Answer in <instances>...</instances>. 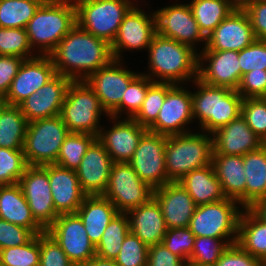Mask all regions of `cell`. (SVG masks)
<instances>
[{
	"instance_id": "cell-1",
	"label": "cell",
	"mask_w": 266,
	"mask_h": 266,
	"mask_svg": "<svg viewBox=\"0 0 266 266\" xmlns=\"http://www.w3.org/2000/svg\"><path fill=\"white\" fill-rule=\"evenodd\" d=\"M49 56L56 73L72 81L86 80L114 59L108 42L83 30L77 24Z\"/></svg>"
},
{
	"instance_id": "cell-2",
	"label": "cell",
	"mask_w": 266,
	"mask_h": 266,
	"mask_svg": "<svg viewBox=\"0 0 266 266\" xmlns=\"http://www.w3.org/2000/svg\"><path fill=\"white\" fill-rule=\"evenodd\" d=\"M147 50L149 72L143 75L153 82L181 85L198 78V53L191 46L156 33Z\"/></svg>"
},
{
	"instance_id": "cell-3",
	"label": "cell",
	"mask_w": 266,
	"mask_h": 266,
	"mask_svg": "<svg viewBox=\"0 0 266 266\" xmlns=\"http://www.w3.org/2000/svg\"><path fill=\"white\" fill-rule=\"evenodd\" d=\"M75 25L76 7L73 0H45L25 29L32 50L38 48V55L49 56Z\"/></svg>"
},
{
	"instance_id": "cell-4",
	"label": "cell",
	"mask_w": 266,
	"mask_h": 266,
	"mask_svg": "<svg viewBox=\"0 0 266 266\" xmlns=\"http://www.w3.org/2000/svg\"><path fill=\"white\" fill-rule=\"evenodd\" d=\"M196 92H191L194 120H199L201 131L214 133L241 115L242 96L225 87H215L195 79ZM203 129V130H202Z\"/></svg>"
},
{
	"instance_id": "cell-5",
	"label": "cell",
	"mask_w": 266,
	"mask_h": 266,
	"mask_svg": "<svg viewBox=\"0 0 266 266\" xmlns=\"http://www.w3.org/2000/svg\"><path fill=\"white\" fill-rule=\"evenodd\" d=\"M213 153L211 133L187 132L166 136L167 183L179 182L187 173L210 165Z\"/></svg>"
},
{
	"instance_id": "cell-6",
	"label": "cell",
	"mask_w": 266,
	"mask_h": 266,
	"mask_svg": "<svg viewBox=\"0 0 266 266\" xmlns=\"http://www.w3.org/2000/svg\"><path fill=\"white\" fill-rule=\"evenodd\" d=\"M104 113L109 116L85 80L71 81L60 111V117L70 133L98 136L102 128L99 121Z\"/></svg>"
},
{
	"instance_id": "cell-7",
	"label": "cell",
	"mask_w": 266,
	"mask_h": 266,
	"mask_svg": "<svg viewBox=\"0 0 266 266\" xmlns=\"http://www.w3.org/2000/svg\"><path fill=\"white\" fill-rule=\"evenodd\" d=\"M76 24L110 45L113 43L124 16L134 6L128 0H73Z\"/></svg>"
},
{
	"instance_id": "cell-8",
	"label": "cell",
	"mask_w": 266,
	"mask_h": 266,
	"mask_svg": "<svg viewBox=\"0 0 266 266\" xmlns=\"http://www.w3.org/2000/svg\"><path fill=\"white\" fill-rule=\"evenodd\" d=\"M69 133L60 115L29 122L23 147L28 166L56 163Z\"/></svg>"
},
{
	"instance_id": "cell-9",
	"label": "cell",
	"mask_w": 266,
	"mask_h": 266,
	"mask_svg": "<svg viewBox=\"0 0 266 266\" xmlns=\"http://www.w3.org/2000/svg\"><path fill=\"white\" fill-rule=\"evenodd\" d=\"M237 204L240 205L236 200L226 198L197 206L190 220L189 230L195 237L237 239L239 219L243 211V207L239 208Z\"/></svg>"
},
{
	"instance_id": "cell-10",
	"label": "cell",
	"mask_w": 266,
	"mask_h": 266,
	"mask_svg": "<svg viewBox=\"0 0 266 266\" xmlns=\"http://www.w3.org/2000/svg\"><path fill=\"white\" fill-rule=\"evenodd\" d=\"M153 190L138 177L129 163L121 162L113 163L103 196L119 213H127L147 203L153 197Z\"/></svg>"
},
{
	"instance_id": "cell-11",
	"label": "cell",
	"mask_w": 266,
	"mask_h": 266,
	"mask_svg": "<svg viewBox=\"0 0 266 266\" xmlns=\"http://www.w3.org/2000/svg\"><path fill=\"white\" fill-rule=\"evenodd\" d=\"M46 232L75 266H83L96 255V247L77 213L59 215Z\"/></svg>"
},
{
	"instance_id": "cell-12",
	"label": "cell",
	"mask_w": 266,
	"mask_h": 266,
	"mask_svg": "<svg viewBox=\"0 0 266 266\" xmlns=\"http://www.w3.org/2000/svg\"><path fill=\"white\" fill-rule=\"evenodd\" d=\"M18 184L28 202L33 218L46 231L59 216L53 203L48 164L28 166Z\"/></svg>"
},
{
	"instance_id": "cell-13",
	"label": "cell",
	"mask_w": 266,
	"mask_h": 266,
	"mask_svg": "<svg viewBox=\"0 0 266 266\" xmlns=\"http://www.w3.org/2000/svg\"><path fill=\"white\" fill-rule=\"evenodd\" d=\"M165 146V135L147 131L128 162L138 177L152 189L167 183Z\"/></svg>"
},
{
	"instance_id": "cell-14",
	"label": "cell",
	"mask_w": 266,
	"mask_h": 266,
	"mask_svg": "<svg viewBox=\"0 0 266 266\" xmlns=\"http://www.w3.org/2000/svg\"><path fill=\"white\" fill-rule=\"evenodd\" d=\"M156 33L191 46L194 50L196 42L206 45V37L200 31L191 7L187 3L174 4L155 10Z\"/></svg>"
},
{
	"instance_id": "cell-15",
	"label": "cell",
	"mask_w": 266,
	"mask_h": 266,
	"mask_svg": "<svg viewBox=\"0 0 266 266\" xmlns=\"http://www.w3.org/2000/svg\"><path fill=\"white\" fill-rule=\"evenodd\" d=\"M122 61L113 59L85 80L94 90L108 115L121 104L122 96L128 85L140 74L122 67Z\"/></svg>"
},
{
	"instance_id": "cell-16",
	"label": "cell",
	"mask_w": 266,
	"mask_h": 266,
	"mask_svg": "<svg viewBox=\"0 0 266 266\" xmlns=\"http://www.w3.org/2000/svg\"><path fill=\"white\" fill-rule=\"evenodd\" d=\"M155 34L154 11L152 14H147L138 5H134L124 16L118 33L111 44L114 59L123 60L121 55L126 50L136 49L139 51L144 48L147 50Z\"/></svg>"
},
{
	"instance_id": "cell-17",
	"label": "cell",
	"mask_w": 266,
	"mask_h": 266,
	"mask_svg": "<svg viewBox=\"0 0 266 266\" xmlns=\"http://www.w3.org/2000/svg\"><path fill=\"white\" fill-rule=\"evenodd\" d=\"M192 95L185 87L174 85L166 94L156 122L148 131L165 136L190 132L185 126L193 122Z\"/></svg>"
},
{
	"instance_id": "cell-18",
	"label": "cell",
	"mask_w": 266,
	"mask_h": 266,
	"mask_svg": "<svg viewBox=\"0 0 266 266\" xmlns=\"http://www.w3.org/2000/svg\"><path fill=\"white\" fill-rule=\"evenodd\" d=\"M241 78L237 51H200L198 53L197 79L201 82L210 86L237 90Z\"/></svg>"
},
{
	"instance_id": "cell-19",
	"label": "cell",
	"mask_w": 266,
	"mask_h": 266,
	"mask_svg": "<svg viewBox=\"0 0 266 266\" xmlns=\"http://www.w3.org/2000/svg\"><path fill=\"white\" fill-rule=\"evenodd\" d=\"M57 75L50 56H36L23 61L4 100L5 104L18 106Z\"/></svg>"
},
{
	"instance_id": "cell-20",
	"label": "cell",
	"mask_w": 266,
	"mask_h": 266,
	"mask_svg": "<svg viewBox=\"0 0 266 266\" xmlns=\"http://www.w3.org/2000/svg\"><path fill=\"white\" fill-rule=\"evenodd\" d=\"M256 40L248 15L233 10L206 38L202 51H241Z\"/></svg>"
},
{
	"instance_id": "cell-21",
	"label": "cell",
	"mask_w": 266,
	"mask_h": 266,
	"mask_svg": "<svg viewBox=\"0 0 266 266\" xmlns=\"http://www.w3.org/2000/svg\"><path fill=\"white\" fill-rule=\"evenodd\" d=\"M113 122L109 130L100 129L97 140L104 146L114 163H128L136 150L141 137L148 131L133 118L108 116ZM105 131V132H104Z\"/></svg>"
},
{
	"instance_id": "cell-22",
	"label": "cell",
	"mask_w": 266,
	"mask_h": 266,
	"mask_svg": "<svg viewBox=\"0 0 266 266\" xmlns=\"http://www.w3.org/2000/svg\"><path fill=\"white\" fill-rule=\"evenodd\" d=\"M71 79L57 74L18 106L29 122L60 115Z\"/></svg>"
},
{
	"instance_id": "cell-23",
	"label": "cell",
	"mask_w": 266,
	"mask_h": 266,
	"mask_svg": "<svg viewBox=\"0 0 266 266\" xmlns=\"http://www.w3.org/2000/svg\"><path fill=\"white\" fill-rule=\"evenodd\" d=\"M113 160L96 139L87 149L76 169L81 190L86 195H103L109 182Z\"/></svg>"
},
{
	"instance_id": "cell-24",
	"label": "cell",
	"mask_w": 266,
	"mask_h": 266,
	"mask_svg": "<svg viewBox=\"0 0 266 266\" xmlns=\"http://www.w3.org/2000/svg\"><path fill=\"white\" fill-rule=\"evenodd\" d=\"M153 198L161 208L167 229L189 226L197 205L178 182H169L154 189Z\"/></svg>"
},
{
	"instance_id": "cell-25",
	"label": "cell",
	"mask_w": 266,
	"mask_h": 266,
	"mask_svg": "<svg viewBox=\"0 0 266 266\" xmlns=\"http://www.w3.org/2000/svg\"><path fill=\"white\" fill-rule=\"evenodd\" d=\"M212 135V154L243 156L262 147V139L251 130L241 115Z\"/></svg>"
},
{
	"instance_id": "cell-26",
	"label": "cell",
	"mask_w": 266,
	"mask_h": 266,
	"mask_svg": "<svg viewBox=\"0 0 266 266\" xmlns=\"http://www.w3.org/2000/svg\"><path fill=\"white\" fill-rule=\"evenodd\" d=\"M48 176L56 213H76L86 196L76 172L54 163L48 164Z\"/></svg>"
},
{
	"instance_id": "cell-27",
	"label": "cell",
	"mask_w": 266,
	"mask_h": 266,
	"mask_svg": "<svg viewBox=\"0 0 266 266\" xmlns=\"http://www.w3.org/2000/svg\"><path fill=\"white\" fill-rule=\"evenodd\" d=\"M130 232L148 247L161 244L167 228L161 208L152 197L147 203L131 209L127 213Z\"/></svg>"
},
{
	"instance_id": "cell-28",
	"label": "cell",
	"mask_w": 266,
	"mask_h": 266,
	"mask_svg": "<svg viewBox=\"0 0 266 266\" xmlns=\"http://www.w3.org/2000/svg\"><path fill=\"white\" fill-rule=\"evenodd\" d=\"M212 165L226 198L246 208V175L243 156L212 154Z\"/></svg>"
},
{
	"instance_id": "cell-29",
	"label": "cell",
	"mask_w": 266,
	"mask_h": 266,
	"mask_svg": "<svg viewBox=\"0 0 266 266\" xmlns=\"http://www.w3.org/2000/svg\"><path fill=\"white\" fill-rule=\"evenodd\" d=\"M76 213L81 218L90 241L96 247L106 227L119 212L103 195H86Z\"/></svg>"
},
{
	"instance_id": "cell-30",
	"label": "cell",
	"mask_w": 266,
	"mask_h": 266,
	"mask_svg": "<svg viewBox=\"0 0 266 266\" xmlns=\"http://www.w3.org/2000/svg\"><path fill=\"white\" fill-rule=\"evenodd\" d=\"M0 219L26 227L35 235L45 232L33 218L18 183L0 186Z\"/></svg>"
},
{
	"instance_id": "cell-31",
	"label": "cell",
	"mask_w": 266,
	"mask_h": 266,
	"mask_svg": "<svg viewBox=\"0 0 266 266\" xmlns=\"http://www.w3.org/2000/svg\"><path fill=\"white\" fill-rule=\"evenodd\" d=\"M178 183L197 206L226 199L212 163L187 173Z\"/></svg>"
},
{
	"instance_id": "cell-32",
	"label": "cell",
	"mask_w": 266,
	"mask_h": 266,
	"mask_svg": "<svg viewBox=\"0 0 266 266\" xmlns=\"http://www.w3.org/2000/svg\"><path fill=\"white\" fill-rule=\"evenodd\" d=\"M236 243L253 257L266 263V223L249 208H244L241 213Z\"/></svg>"
},
{
	"instance_id": "cell-33",
	"label": "cell",
	"mask_w": 266,
	"mask_h": 266,
	"mask_svg": "<svg viewBox=\"0 0 266 266\" xmlns=\"http://www.w3.org/2000/svg\"><path fill=\"white\" fill-rule=\"evenodd\" d=\"M246 175V208L266 198V147L243 155Z\"/></svg>"
},
{
	"instance_id": "cell-34",
	"label": "cell",
	"mask_w": 266,
	"mask_h": 266,
	"mask_svg": "<svg viewBox=\"0 0 266 266\" xmlns=\"http://www.w3.org/2000/svg\"><path fill=\"white\" fill-rule=\"evenodd\" d=\"M27 125L19 106L5 104L0 109V147L23 149Z\"/></svg>"
},
{
	"instance_id": "cell-35",
	"label": "cell",
	"mask_w": 266,
	"mask_h": 266,
	"mask_svg": "<svg viewBox=\"0 0 266 266\" xmlns=\"http://www.w3.org/2000/svg\"><path fill=\"white\" fill-rule=\"evenodd\" d=\"M188 4L206 38L234 10L226 0H192Z\"/></svg>"
},
{
	"instance_id": "cell-36",
	"label": "cell",
	"mask_w": 266,
	"mask_h": 266,
	"mask_svg": "<svg viewBox=\"0 0 266 266\" xmlns=\"http://www.w3.org/2000/svg\"><path fill=\"white\" fill-rule=\"evenodd\" d=\"M130 232L126 213H118L106 227L101 241L96 246V256L115 260L126 235Z\"/></svg>"
},
{
	"instance_id": "cell-37",
	"label": "cell",
	"mask_w": 266,
	"mask_h": 266,
	"mask_svg": "<svg viewBox=\"0 0 266 266\" xmlns=\"http://www.w3.org/2000/svg\"><path fill=\"white\" fill-rule=\"evenodd\" d=\"M45 0H0V27L23 28Z\"/></svg>"
},
{
	"instance_id": "cell-38",
	"label": "cell",
	"mask_w": 266,
	"mask_h": 266,
	"mask_svg": "<svg viewBox=\"0 0 266 266\" xmlns=\"http://www.w3.org/2000/svg\"><path fill=\"white\" fill-rule=\"evenodd\" d=\"M97 136L86 133H69L63 142L55 164L74 170L80 165L87 149Z\"/></svg>"
},
{
	"instance_id": "cell-39",
	"label": "cell",
	"mask_w": 266,
	"mask_h": 266,
	"mask_svg": "<svg viewBox=\"0 0 266 266\" xmlns=\"http://www.w3.org/2000/svg\"><path fill=\"white\" fill-rule=\"evenodd\" d=\"M236 241L237 239L196 237L188 264L191 266H214L227 247Z\"/></svg>"
},
{
	"instance_id": "cell-40",
	"label": "cell",
	"mask_w": 266,
	"mask_h": 266,
	"mask_svg": "<svg viewBox=\"0 0 266 266\" xmlns=\"http://www.w3.org/2000/svg\"><path fill=\"white\" fill-rule=\"evenodd\" d=\"M173 86L171 83L153 82L148 87L142 106L133 119L142 127L149 129L156 122L166 94Z\"/></svg>"
},
{
	"instance_id": "cell-41",
	"label": "cell",
	"mask_w": 266,
	"mask_h": 266,
	"mask_svg": "<svg viewBox=\"0 0 266 266\" xmlns=\"http://www.w3.org/2000/svg\"><path fill=\"white\" fill-rule=\"evenodd\" d=\"M152 83L153 81L150 78L143 75L142 73L139 74L128 85L126 91L122 96L121 104L110 114V116L120 118L121 114H125L126 118H133L140 110L142 103L146 97L148 87Z\"/></svg>"
},
{
	"instance_id": "cell-42",
	"label": "cell",
	"mask_w": 266,
	"mask_h": 266,
	"mask_svg": "<svg viewBox=\"0 0 266 266\" xmlns=\"http://www.w3.org/2000/svg\"><path fill=\"white\" fill-rule=\"evenodd\" d=\"M29 43L26 29L0 27V55L18 56L23 59H31L35 55Z\"/></svg>"
},
{
	"instance_id": "cell-43",
	"label": "cell",
	"mask_w": 266,
	"mask_h": 266,
	"mask_svg": "<svg viewBox=\"0 0 266 266\" xmlns=\"http://www.w3.org/2000/svg\"><path fill=\"white\" fill-rule=\"evenodd\" d=\"M0 264L4 266H39L40 234L28 243L0 250Z\"/></svg>"
},
{
	"instance_id": "cell-44",
	"label": "cell",
	"mask_w": 266,
	"mask_h": 266,
	"mask_svg": "<svg viewBox=\"0 0 266 266\" xmlns=\"http://www.w3.org/2000/svg\"><path fill=\"white\" fill-rule=\"evenodd\" d=\"M27 167L23 149L0 147V186L18 183Z\"/></svg>"
},
{
	"instance_id": "cell-45",
	"label": "cell",
	"mask_w": 266,
	"mask_h": 266,
	"mask_svg": "<svg viewBox=\"0 0 266 266\" xmlns=\"http://www.w3.org/2000/svg\"><path fill=\"white\" fill-rule=\"evenodd\" d=\"M149 247L129 232L122 243L115 262L118 266H147Z\"/></svg>"
},
{
	"instance_id": "cell-46",
	"label": "cell",
	"mask_w": 266,
	"mask_h": 266,
	"mask_svg": "<svg viewBox=\"0 0 266 266\" xmlns=\"http://www.w3.org/2000/svg\"><path fill=\"white\" fill-rule=\"evenodd\" d=\"M241 116L251 130L261 139L266 135V97L244 98Z\"/></svg>"
},
{
	"instance_id": "cell-47",
	"label": "cell",
	"mask_w": 266,
	"mask_h": 266,
	"mask_svg": "<svg viewBox=\"0 0 266 266\" xmlns=\"http://www.w3.org/2000/svg\"><path fill=\"white\" fill-rule=\"evenodd\" d=\"M195 238L196 237L188 227L172 228L167 229L162 244L188 264L194 247Z\"/></svg>"
},
{
	"instance_id": "cell-48",
	"label": "cell",
	"mask_w": 266,
	"mask_h": 266,
	"mask_svg": "<svg viewBox=\"0 0 266 266\" xmlns=\"http://www.w3.org/2000/svg\"><path fill=\"white\" fill-rule=\"evenodd\" d=\"M241 75L252 70H266V41L255 40L248 47L238 52Z\"/></svg>"
},
{
	"instance_id": "cell-49",
	"label": "cell",
	"mask_w": 266,
	"mask_h": 266,
	"mask_svg": "<svg viewBox=\"0 0 266 266\" xmlns=\"http://www.w3.org/2000/svg\"><path fill=\"white\" fill-rule=\"evenodd\" d=\"M39 266H75L61 246L45 231L40 234Z\"/></svg>"
},
{
	"instance_id": "cell-50",
	"label": "cell",
	"mask_w": 266,
	"mask_h": 266,
	"mask_svg": "<svg viewBox=\"0 0 266 266\" xmlns=\"http://www.w3.org/2000/svg\"><path fill=\"white\" fill-rule=\"evenodd\" d=\"M34 236L30 229L0 219V250L22 246Z\"/></svg>"
},
{
	"instance_id": "cell-51",
	"label": "cell",
	"mask_w": 266,
	"mask_h": 266,
	"mask_svg": "<svg viewBox=\"0 0 266 266\" xmlns=\"http://www.w3.org/2000/svg\"><path fill=\"white\" fill-rule=\"evenodd\" d=\"M236 91L243 99L266 97V70H252L242 75Z\"/></svg>"
},
{
	"instance_id": "cell-52",
	"label": "cell",
	"mask_w": 266,
	"mask_h": 266,
	"mask_svg": "<svg viewBox=\"0 0 266 266\" xmlns=\"http://www.w3.org/2000/svg\"><path fill=\"white\" fill-rule=\"evenodd\" d=\"M264 262L243 250L237 243L231 244L214 266H263Z\"/></svg>"
},
{
	"instance_id": "cell-53",
	"label": "cell",
	"mask_w": 266,
	"mask_h": 266,
	"mask_svg": "<svg viewBox=\"0 0 266 266\" xmlns=\"http://www.w3.org/2000/svg\"><path fill=\"white\" fill-rule=\"evenodd\" d=\"M257 40L266 41V0H255L245 10Z\"/></svg>"
},
{
	"instance_id": "cell-54",
	"label": "cell",
	"mask_w": 266,
	"mask_h": 266,
	"mask_svg": "<svg viewBox=\"0 0 266 266\" xmlns=\"http://www.w3.org/2000/svg\"><path fill=\"white\" fill-rule=\"evenodd\" d=\"M24 60L18 56L0 55V94L4 97Z\"/></svg>"
},
{
	"instance_id": "cell-55",
	"label": "cell",
	"mask_w": 266,
	"mask_h": 266,
	"mask_svg": "<svg viewBox=\"0 0 266 266\" xmlns=\"http://www.w3.org/2000/svg\"><path fill=\"white\" fill-rule=\"evenodd\" d=\"M186 262L162 243L149 246L147 266H186Z\"/></svg>"
},
{
	"instance_id": "cell-56",
	"label": "cell",
	"mask_w": 266,
	"mask_h": 266,
	"mask_svg": "<svg viewBox=\"0 0 266 266\" xmlns=\"http://www.w3.org/2000/svg\"><path fill=\"white\" fill-rule=\"evenodd\" d=\"M249 209L266 223V198L256 201Z\"/></svg>"
},
{
	"instance_id": "cell-57",
	"label": "cell",
	"mask_w": 266,
	"mask_h": 266,
	"mask_svg": "<svg viewBox=\"0 0 266 266\" xmlns=\"http://www.w3.org/2000/svg\"><path fill=\"white\" fill-rule=\"evenodd\" d=\"M83 266H118V265L114 260L104 259L95 255Z\"/></svg>"
},
{
	"instance_id": "cell-58",
	"label": "cell",
	"mask_w": 266,
	"mask_h": 266,
	"mask_svg": "<svg viewBox=\"0 0 266 266\" xmlns=\"http://www.w3.org/2000/svg\"><path fill=\"white\" fill-rule=\"evenodd\" d=\"M234 10H245L255 0H226Z\"/></svg>"
},
{
	"instance_id": "cell-59",
	"label": "cell",
	"mask_w": 266,
	"mask_h": 266,
	"mask_svg": "<svg viewBox=\"0 0 266 266\" xmlns=\"http://www.w3.org/2000/svg\"><path fill=\"white\" fill-rule=\"evenodd\" d=\"M5 105L4 96L0 94V109Z\"/></svg>"
},
{
	"instance_id": "cell-60",
	"label": "cell",
	"mask_w": 266,
	"mask_h": 266,
	"mask_svg": "<svg viewBox=\"0 0 266 266\" xmlns=\"http://www.w3.org/2000/svg\"><path fill=\"white\" fill-rule=\"evenodd\" d=\"M262 146H263V147H266V135H265V137L262 139Z\"/></svg>"
},
{
	"instance_id": "cell-61",
	"label": "cell",
	"mask_w": 266,
	"mask_h": 266,
	"mask_svg": "<svg viewBox=\"0 0 266 266\" xmlns=\"http://www.w3.org/2000/svg\"><path fill=\"white\" fill-rule=\"evenodd\" d=\"M128 1H130L131 3H133L134 5H137V4H135V0L133 1V0H128ZM133 1V2H132ZM138 1V0H137Z\"/></svg>"
}]
</instances>
